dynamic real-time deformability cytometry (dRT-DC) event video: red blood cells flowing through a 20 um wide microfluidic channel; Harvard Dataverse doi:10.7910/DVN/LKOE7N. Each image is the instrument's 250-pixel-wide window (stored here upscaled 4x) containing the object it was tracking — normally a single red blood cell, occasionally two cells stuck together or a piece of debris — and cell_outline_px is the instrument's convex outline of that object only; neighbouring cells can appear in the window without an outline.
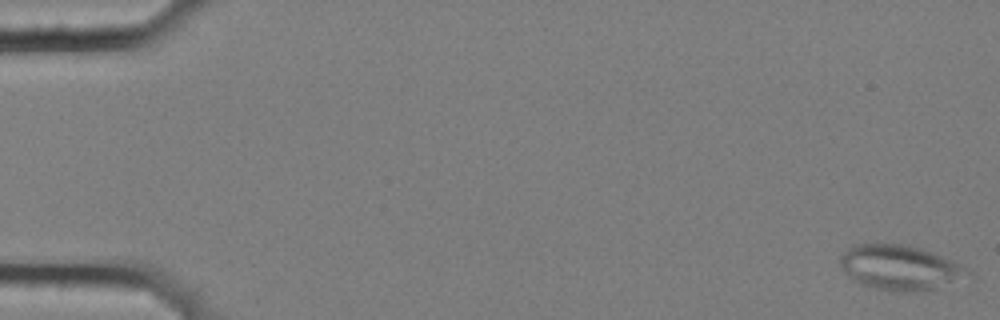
{"species": "common noctule bat (a hibernating species)", "species_latin": "Nyctalus noctula", "temperature_condition": "cold", "stored_images_in_passage": 57, "segment_of_instrument_passage": [1, 2], "camera_frame_rate_fps": 3000, "um_per_image_px": 0.085, "animal": {"sex": "female", "body_mass_g": 25.1}, "frame": {"image": 1, "passage_image": 1, "time_ms": 0.0, "image_size_px": [1000, 320], "cell_outline_px": [[976, 280], [916, 292], [892, 292], [860, 284], [848, 276], [844, 272], [840, 264], [840, 256], [848, 248], [856, 244], [900, 244], [920, 248], [960, 264], [968, 268], [976, 276]], "centroid_in_image_um": [76.63, 22.79], "position_along_channel_um": 8.4, "area_um2": 34.16}}